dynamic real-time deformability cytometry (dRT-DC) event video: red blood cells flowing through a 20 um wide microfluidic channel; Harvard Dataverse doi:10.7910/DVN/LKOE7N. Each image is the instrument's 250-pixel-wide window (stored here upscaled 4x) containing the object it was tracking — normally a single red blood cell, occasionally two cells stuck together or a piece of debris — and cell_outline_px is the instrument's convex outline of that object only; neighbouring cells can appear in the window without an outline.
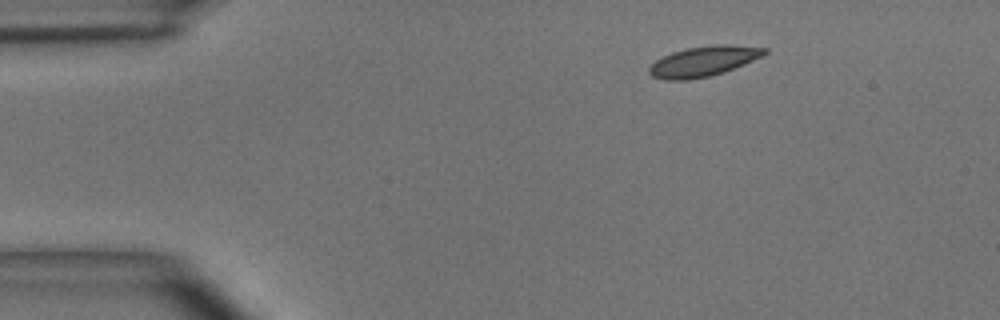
{"species": "common noctule bat (a hibernating species)", "species_latin": "Nyctalus noctula", "temperature_condition": "room temperature", "stored_images_in_passage": 43, "camera_frame_rate_fps": 3000, "um_per_image_px": 0.085, "animal": {"sex": "male", "body_mass_g": 15.6}, "frame": {"image": 1, "passage_image": 1, "time_ms": 0.0, "image_size_px": [1000, 320], "cell_outline_px": [[768, 52], [764, 56], [724, 72], [708, 76], [688, 80], [664, 80], [652, 76], [648, 72], [648, 68], [656, 60], [672, 52], [684, 48], [712, 44], [728, 44], [768, 48]], "centroid_in_image_um": [59.81, 5.2], "position_along_channel_um": 25.2, "area_um2": 20.46}}
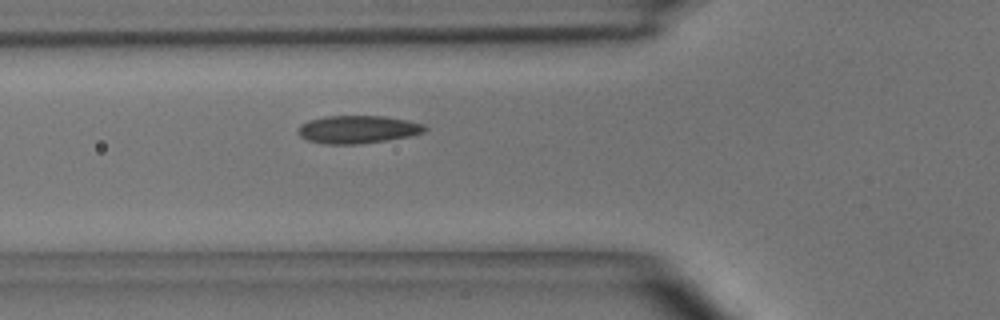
{"frame": {"image": 2, "passage_image": 11, "time_ms": 3.333, "image_size_px": [1000, 320], "cell_outline_px": [[428, 128], [424, 132], [412, 136], [360, 144], [324, 144], [308, 140], [300, 136], [296, 132], [300, 124], [308, 120], [324, 116], [384, 116], [408, 120], [424, 124]], "centroid_in_image_um": [30.4, 11.0], "position_along_channel_um": 95.4, "area_um2": 20.81}}
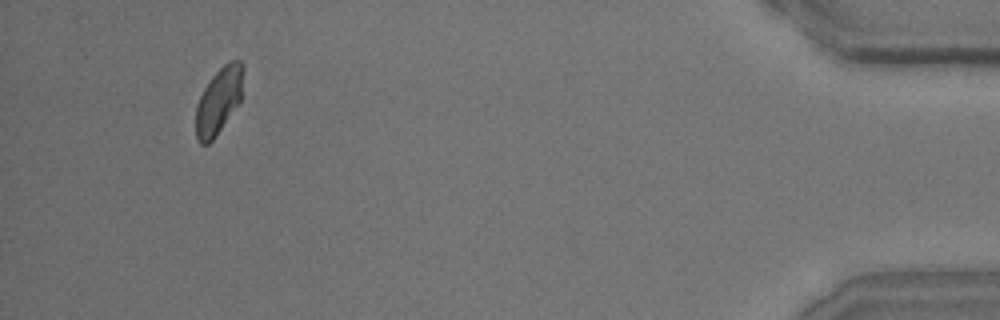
{"frame": {"image": 3, "passage_image": 40, "time_ms": 13.0, "image_size_px": [1000, 320], "cell_outline_px": [[244, 68], [240, 100], [216, 136], [208, 144], [200, 144], [196, 136], [196, 104], [204, 88], [212, 76], [228, 60], [240, 60], [244, 64]], "centroid_in_image_um": [18.59, 8.53], "position_along_channel_um": 416.6, "area_um2": 18.21}, "authors_computed_cell_mechanics": {"area_um2": 19.8254, "velocity_mm_per_s": 4.032, "shape_relaxation_time_tau1_ms": 2.5784, "shape_relaxation_time_tau2_ms": 1.5131, "deformation_change_tau1": 0.1134, "deformation_change_tau2": 0.0644}}